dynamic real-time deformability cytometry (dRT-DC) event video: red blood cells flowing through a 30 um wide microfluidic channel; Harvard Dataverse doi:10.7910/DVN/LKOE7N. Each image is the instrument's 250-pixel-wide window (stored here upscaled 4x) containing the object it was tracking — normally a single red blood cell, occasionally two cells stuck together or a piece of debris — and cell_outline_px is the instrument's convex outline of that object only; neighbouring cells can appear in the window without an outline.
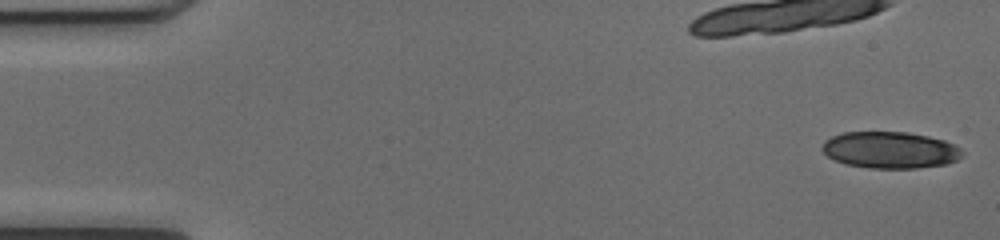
{"species": "common noctule bat (a hibernating species)", "species_latin": "Nyctalus noctula", "temperature_condition": "cold", "stored_images_in_passage": 16, "camera_frame_rate_fps": 3000, "um_per_image_px": 0.085, "animal": {"sex": "female", "body_mass_g": 17.0, "forearm_length_mm": 48.0}, "frame": {"image": 1, "passage_image": 1, "time_ms": 0.0, "image_size_px": [1000, 240], "cell_outline_px": [[964, 152], [956, 160], [948, 164], [916, 168], [868, 168], [844, 164], [828, 156], [820, 148], [824, 140], [832, 136], [844, 132], [908, 132], [928, 136], [944, 140], [960, 148]], "centroid_in_image_um": [75.64, 12.75], "position_along_channel_um": 9.4, "area_um2": 30.0}}